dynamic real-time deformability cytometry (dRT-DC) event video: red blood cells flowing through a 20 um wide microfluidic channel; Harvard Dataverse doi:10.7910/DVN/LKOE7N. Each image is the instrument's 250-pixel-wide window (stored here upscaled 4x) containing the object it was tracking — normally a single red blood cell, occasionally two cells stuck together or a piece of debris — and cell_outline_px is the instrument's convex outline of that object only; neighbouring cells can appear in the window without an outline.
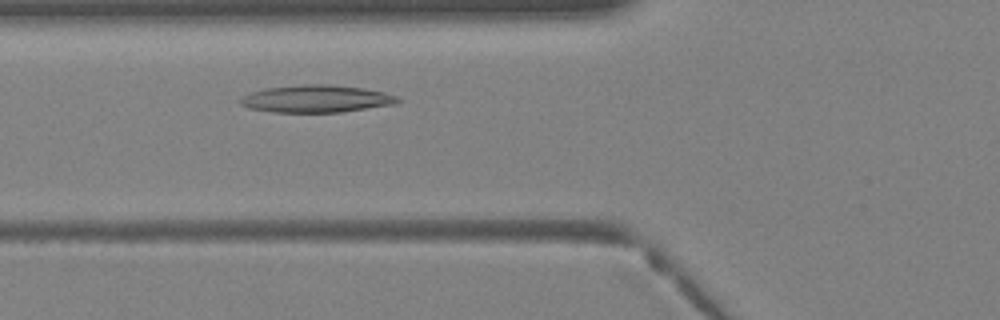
{"species": "Egyptian fruit bat (a non-hibernating species)", "species_latin": "Rousettus aegyptiacus", "temperature_condition": "warm", "stored_images_in_passage": 31, "camera_frame_rate_fps": 3000, "um_per_image_px": 0.085, "animal": {"sex": "female"}, "frame": {"image": 1, "passage_image": 7, "time_ms": 2.0, "image_size_px": [1000, 320], "cell_outline_px": [[404, 100], [396, 104], [340, 112], [272, 112], [248, 108], [240, 104], [240, 100], [244, 96], [252, 92], [264, 88], [304, 84], [328, 84], [364, 88], [384, 92], [396, 96]], "centroid_in_image_um": [26.92, 8.39], "position_along_channel_um": 98.9, "area_um2": 25.14}}
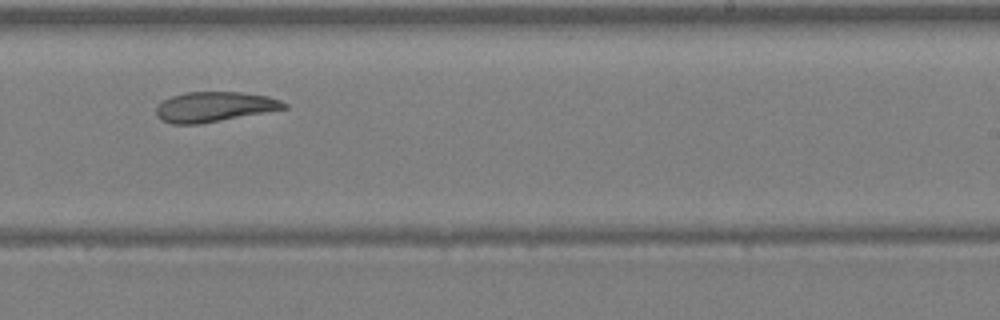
{"frame": {"image": 2, "passage_image": 17, "time_ms": 5.333, "image_size_px": [1000, 320], "cell_outline_px": [[288, 108], [200, 124], [172, 124], [160, 120], [156, 116], [156, 108], [164, 100], [172, 96], [188, 92], [240, 92], [268, 96], [280, 100], [288, 104]], "centroid_in_image_um": [18.22, 9.08], "position_along_channel_um": 270.8, "area_um2": 22.31}}
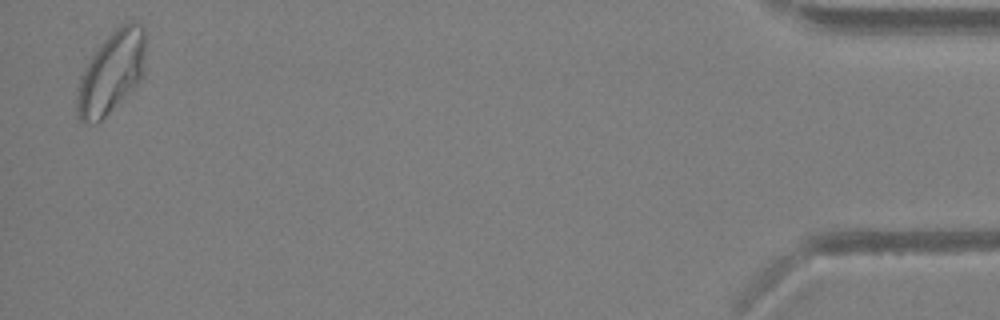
{"frame": {"image": 3, "passage_image": 31, "time_ms": 10.0, "image_size_px": [1000, 320], "cell_outline_px": [[144, 76], [96, 124], [80, 120], [76, 116], [76, 96], [80, 76], [92, 56], [100, 44], [116, 28], [132, 20], [140, 24], [144, 28]], "centroid_in_image_um": [9.45, 6.15], "position_along_channel_um": 425.8, "area_um2": 32.14}}